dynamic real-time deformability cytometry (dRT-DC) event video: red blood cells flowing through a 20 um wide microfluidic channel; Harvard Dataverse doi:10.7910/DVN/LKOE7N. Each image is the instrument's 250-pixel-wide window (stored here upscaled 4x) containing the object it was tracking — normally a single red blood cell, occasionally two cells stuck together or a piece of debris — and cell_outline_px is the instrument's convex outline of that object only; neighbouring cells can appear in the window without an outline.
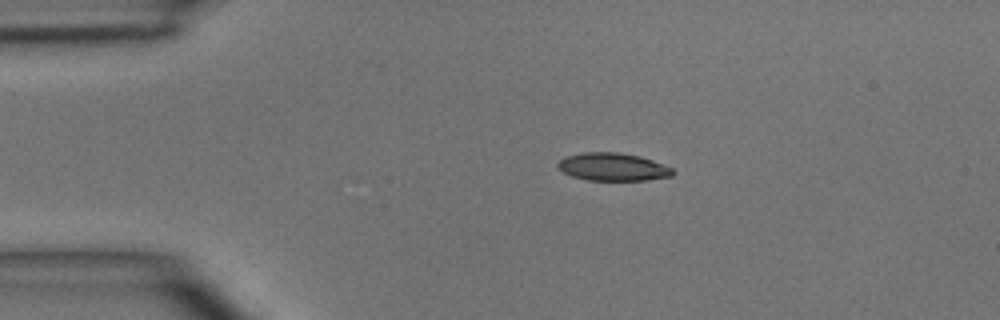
{"species": "common noctule bat (a hibernating species)", "species_latin": "Nyctalus noctula", "temperature_condition": "room temperature", "stored_images_in_passage": 3, "camera_frame_rate_fps": 3000, "um_per_image_px": 0.085, "animal": {"sex": "male", "body_mass_g": 15.6}, "frame": {"image": 1, "passage_image": 2, "time_ms": 1.0, "image_size_px": [1000, 320], "cell_outline_px": [[676, 172], [672, 176], [648, 180], [588, 180], [572, 176], [564, 172], [556, 164], [564, 156], [584, 152], [620, 152], [640, 156], [652, 160], [672, 168]], "centroid_in_image_um": [52.11, 14.18], "position_along_channel_um": 32.9, "area_um2": 18.67}}